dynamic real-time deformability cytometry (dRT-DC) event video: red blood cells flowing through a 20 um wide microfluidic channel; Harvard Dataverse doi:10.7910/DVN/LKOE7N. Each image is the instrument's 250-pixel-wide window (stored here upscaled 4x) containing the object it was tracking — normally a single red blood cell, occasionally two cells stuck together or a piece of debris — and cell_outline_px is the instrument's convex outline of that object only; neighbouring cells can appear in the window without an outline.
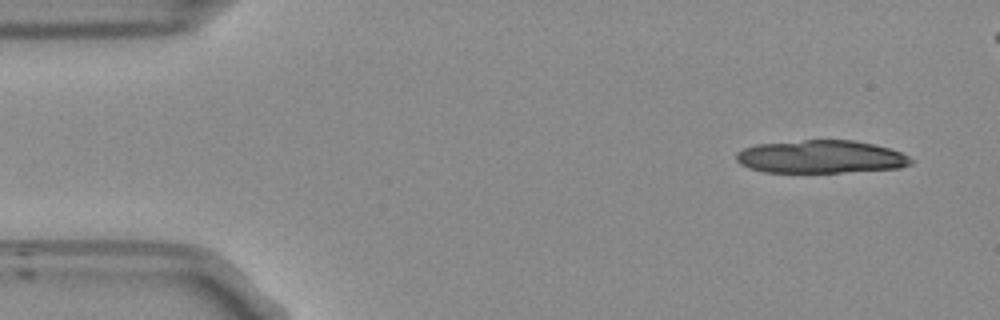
{"species": "Egyptian fruit bat (a non-hibernating species)", "species_latin": "Rousettus aegyptiacus", "temperature_condition": "room temperature", "stored_images_in_passage": 11, "camera_frame_rate_fps": 3000, "um_per_image_px": 0.085, "frame": {"image": 1, "passage_image": 1, "time_ms": 0.0, "image_size_px": [1000, 320], "cell_outline_px": [[916, 160], [912, 164], [900, 168], [840, 172], [764, 172], [748, 168], [740, 164], [736, 160], [736, 152], [744, 148], [756, 144], [804, 140], [852, 140], [872, 144], [888, 148], [900, 152]], "centroid_in_image_um": [69.76, 13.33], "position_along_channel_um": 15.2, "area_um2": 33.58}}